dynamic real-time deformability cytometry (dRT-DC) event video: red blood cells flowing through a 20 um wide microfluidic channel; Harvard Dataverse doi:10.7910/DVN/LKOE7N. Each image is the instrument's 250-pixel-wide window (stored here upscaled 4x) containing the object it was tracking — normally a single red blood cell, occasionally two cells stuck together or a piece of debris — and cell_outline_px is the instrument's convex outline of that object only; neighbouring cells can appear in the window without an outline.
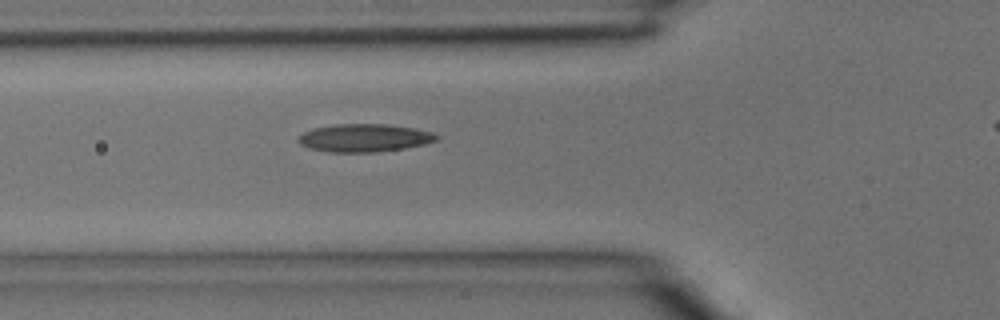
{"species": "common noctule bat (a hibernating species)", "species_latin": "Nyctalus noctula", "temperature_condition": "room temperature", "stored_images_in_passage": 27, "camera_frame_rate_fps": 3000, "um_per_image_px": 0.085, "animal": {"sex": "male", "body_mass_g": 15.6}, "frame": {"image": 1, "passage_image": 5, "time_ms": 1.333, "image_size_px": [1000, 320], "cell_outline_px": [[440, 136], [436, 140], [424, 144], [404, 148], [376, 152], [328, 152], [308, 148], [300, 144], [296, 140], [304, 132], [312, 128], [332, 124], [388, 124], [416, 128], [432, 132]], "centroid_in_image_um": [30.95, 11.71], "position_along_channel_um": 94.8, "area_um2": 22.66}}
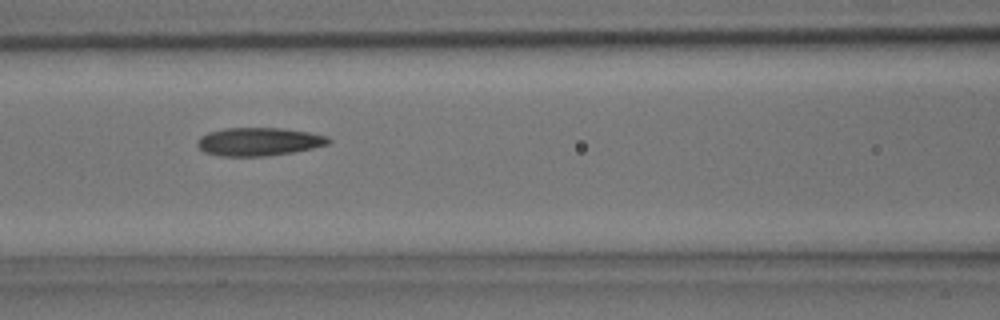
{"frame": {"image": 2, "passage_image": 8, "time_ms": 2.333, "image_size_px": [1000, 320], "cell_outline_px": [[332, 140], [328, 144], [312, 148], [292, 152], [264, 156], [220, 156], [204, 152], [196, 144], [200, 136], [208, 132], [224, 128], [284, 128], [308, 132], [328, 136]], "centroid_in_image_um": [21.99, 12.03], "position_along_channel_um": 144.6, "area_um2": 21.56}}